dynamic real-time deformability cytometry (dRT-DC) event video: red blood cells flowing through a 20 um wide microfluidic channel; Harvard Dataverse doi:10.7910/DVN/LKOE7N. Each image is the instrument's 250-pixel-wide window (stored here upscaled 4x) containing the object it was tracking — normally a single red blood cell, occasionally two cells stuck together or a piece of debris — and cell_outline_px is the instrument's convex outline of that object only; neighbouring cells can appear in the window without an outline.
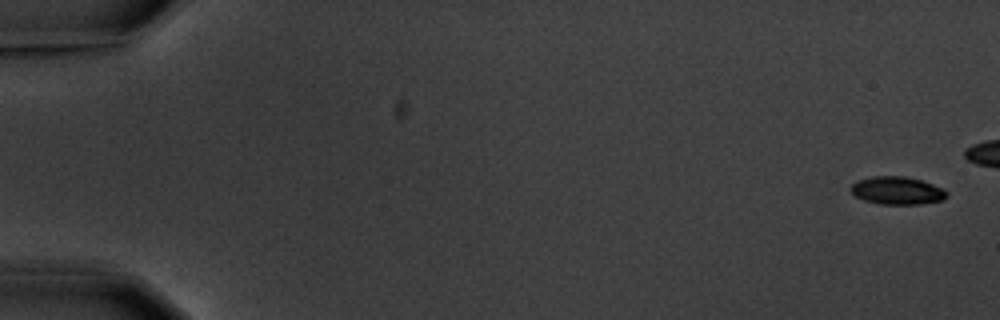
{"species": "common noctule bat (a hibernating species)", "species_latin": "Nyctalus noctula", "temperature_condition": "warm", "stored_images_in_passage": 17, "camera_frame_rate_fps": 3000, "um_per_image_px": 0.085, "animal": {"sex": "male", "body_mass_g": 20.1, "forearm_length_mm": 53.5}, "frame": {"image": 1, "passage_image": 1, "time_ms": 0.0, "image_size_px": [1000, 320], "cell_outline_px": [[948, 196], [944, 200], [920, 204], [880, 204], [864, 200], [856, 196], [848, 188], [852, 184], [860, 180], [872, 176], [904, 176], [920, 180], [944, 188], [948, 192]], "centroid_in_image_um": [76.29, 16.2], "position_along_channel_um": 8.7, "area_um2": 15.61}}
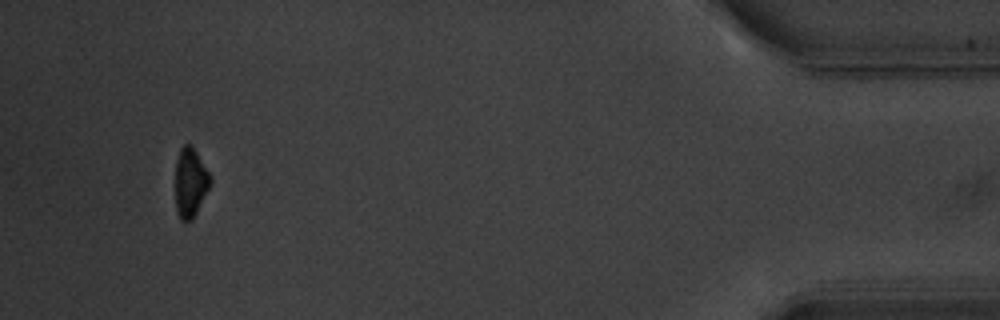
{"frame": {"image": 2, "passage_image": 17, "time_ms": 19.333, "image_size_px": [1000, 320], "cell_outline_px": [[212, 180], [192, 220], [180, 220], [176, 212], [176, 160], [180, 148], [184, 144], [192, 144], [208, 172]], "centroid_in_image_um": [16.16, 15.49], "position_along_channel_um": 419.0, "area_um2": 13.87}, "authors_computed_cell_mechanics": {"area_um2": 16.473, "velocity_mm_per_s": 3.5914, "shape_relaxation_time_tau1_ms": 6.0057, "shape_relaxation_time_tau2_ms": null, "deformation_change_tau1": 0.1626, "deformation_change_tau2": null}}